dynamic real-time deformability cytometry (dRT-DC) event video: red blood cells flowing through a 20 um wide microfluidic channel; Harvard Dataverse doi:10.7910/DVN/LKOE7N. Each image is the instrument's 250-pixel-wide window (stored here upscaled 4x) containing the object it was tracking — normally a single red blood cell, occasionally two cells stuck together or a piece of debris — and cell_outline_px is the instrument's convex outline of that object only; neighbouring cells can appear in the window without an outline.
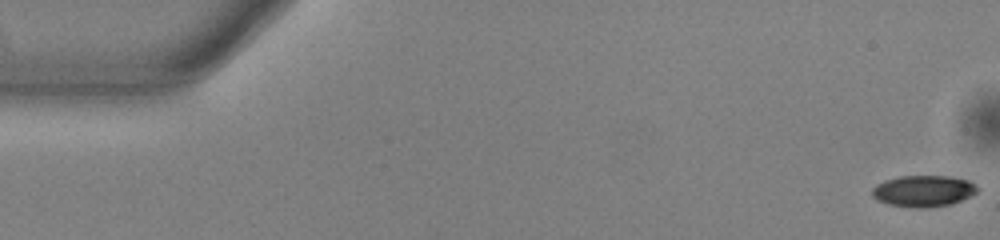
{"species": "common noctule bat (a hibernating species)", "species_latin": "Nyctalus noctula", "temperature_condition": "warm", "stored_images_in_passage": 54, "camera_frame_rate_fps": 3000, "um_per_image_px": 0.085, "animal": {"sex": "male", "body_mass_g": 13.0, "forearm_length_mm": 53.1}, "frame": {"image": 1, "passage_image": 1, "time_ms": 0.0, "image_size_px": [1000, 240], "cell_outline_px": [[980, 188], [976, 192], [952, 204], [928, 208], [912, 208], [888, 204], [876, 200], [872, 196], [872, 188], [876, 184], [884, 180], [900, 176], [948, 176], [972, 180]], "centroid_in_image_um": [78.49, 16.23], "position_along_channel_um": 6.5, "area_um2": 19.54}}
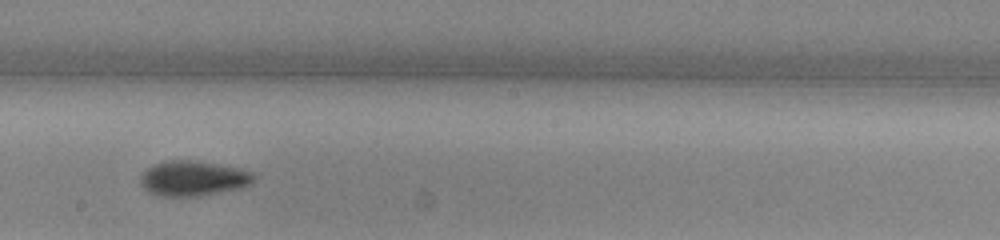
{"frame": {"image": 2, "passage_image": 30, "time_ms": 9.667, "image_size_px": [1000, 240], "cell_outline_px": [[256, 180], [252, 184], [240, 188], [196, 196], [164, 196], [148, 192], [140, 184], [140, 176], [148, 168], [164, 160], [192, 160], [216, 164], [236, 168], [252, 172], [256, 176]], "centroid_in_image_um": [16.42, 15.16], "position_along_channel_um": 231.8, "area_um2": 23.0}}
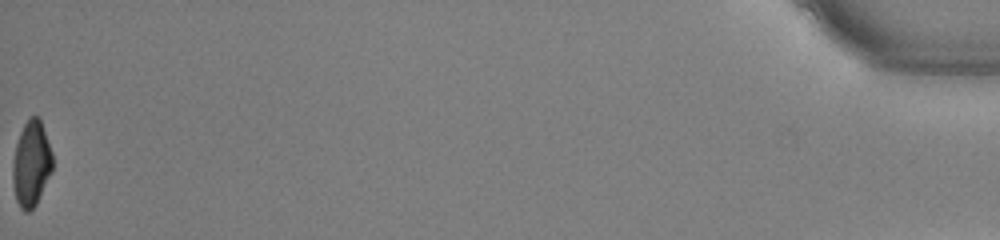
{"frame": {"image": 3, "passage_image": 54, "time_ms": 17.667, "image_size_px": [1000, 240], "cell_outline_px": [[52, 172], [36, 204], [28, 212], [24, 212], [20, 208], [16, 200], [12, 184], [12, 164], [16, 144], [20, 132], [24, 124], [32, 116], [36, 116], [40, 120], [52, 152]], "centroid_in_image_um": [2.64, 13.96], "position_along_channel_um": 432.6, "area_um2": 19.77}, "authors_computed_cell_mechanics": {"area_um2": 21.0681, "velocity_mm_per_s": 3.8582, "shape_relaxation_time_tau1_ms": 3.5763, "shape_relaxation_time_tau2_ms": 11.0433, "deformation_change_tau1": 0.1512, "deformation_change_tau2": 0.176}}